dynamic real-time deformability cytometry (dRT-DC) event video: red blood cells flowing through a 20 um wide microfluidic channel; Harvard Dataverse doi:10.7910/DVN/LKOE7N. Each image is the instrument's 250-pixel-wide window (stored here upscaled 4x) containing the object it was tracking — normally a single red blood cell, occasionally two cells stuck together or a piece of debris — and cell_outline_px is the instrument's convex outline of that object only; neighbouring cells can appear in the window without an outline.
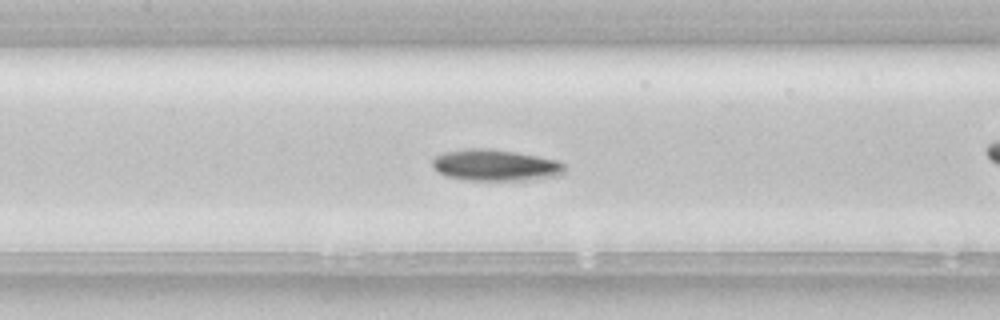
{"species": "common noctule bat (a hibernating species)", "species_latin": "Nyctalus noctula", "temperature_condition": "room temperature", "stored_images_in_passage": 41, "camera_frame_rate_fps": 3000, "um_per_image_px": 0.085, "animal": {"sex": "female", "body_mass_g": 22.7, "forearm_length_mm": 54.2}, "frame": {"image": 1, "passage_image": 12, "time_ms": 3.667, "image_size_px": [1000, 320], "cell_outline_px": [[564, 172], [560, 176], [524, 180], [468, 180], [448, 176], [436, 172], [432, 164], [432, 160], [436, 156], [444, 152], [468, 148], [484, 148], [516, 152], [556, 160], [564, 164]], "centroid_in_image_um": [42.09, 14.04], "position_along_channel_um": 165.3, "area_um2": 24.1}, "authors_computed_cell_mechanics": {"area_um2": 22.5998, "velocity_mm_per_s": 3.9291, "shape_relaxation_time_tau1_ms": 5.8151, "shape_relaxation_time_tau2_ms": null, "deformation_change_tau1": 0.1473, "deformation_change_tau2": null}}